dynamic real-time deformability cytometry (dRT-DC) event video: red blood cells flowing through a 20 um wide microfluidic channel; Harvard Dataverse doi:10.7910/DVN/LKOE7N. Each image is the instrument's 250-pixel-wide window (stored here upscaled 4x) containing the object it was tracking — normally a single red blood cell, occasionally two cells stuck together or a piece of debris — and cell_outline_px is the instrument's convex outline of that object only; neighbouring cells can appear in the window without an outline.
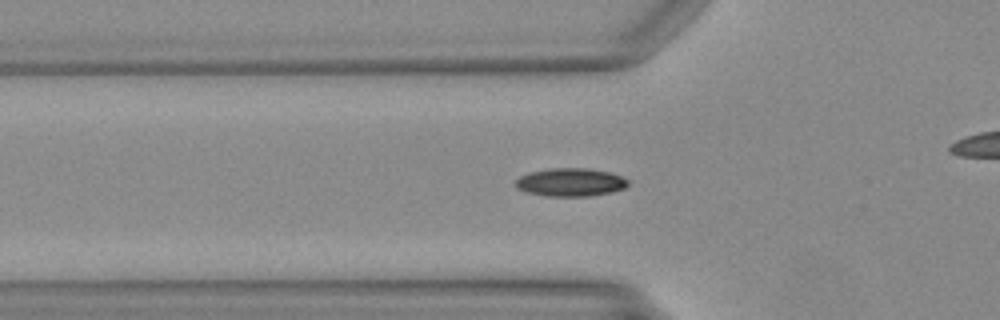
{"species": "Egyptian fruit bat (a non-hibernating species)", "species_latin": "Rousettus aegyptiacus", "temperature_condition": "warm", "stored_images_in_passage": 50, "camera_frame_rate_fps": 3000, "um_per_image_px": 0.085, "animal": {"sex": "female"}, "frame": {"image": 1, "passage_image": 17, "time_ms": 5.333, "image_size_px": [1000, 320], "cell_outline_px": [[628, 184], [624, 188], [612, 192], [588, 196], [544, 196], [528, 192], [516, 188], [516, 180], [520, 176], [528, 172], [552, 168], [584, 168], [608, 172], [620, 176], [628, 180]], "centroid_in_image_um": [48.47, 15.49], "position_along_channel_um": 77.3, "area_um2": 18.32}}
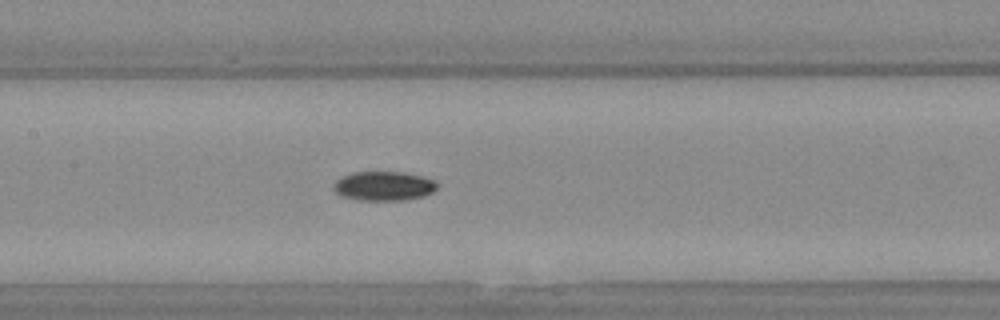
{"frame": {"image": 2, "passage_image": 24, "time_ms": 7.667, "image_size_px": [1000, 320], "cell_outline_px": [[436, 188], [432, 192], [424, 196], [404, 200], [360, 200], [340, 196], [332, 188], [336, 180], [340, 176], [356, 172], [404, 172], [420, 176], [432, 180], [436, 184]], "centroid_in_image_um": [32.56, 15.81], "position_along_channel_um": 174.8, "area_um2": 17.57}}
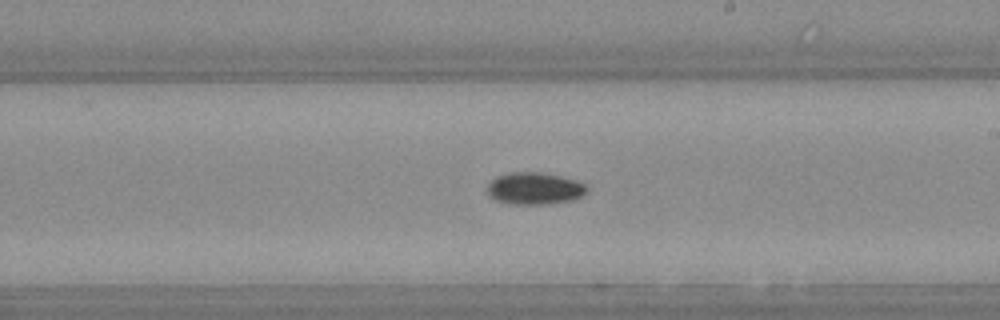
{"frame": {"image": 3, "passage_image": 29, "time_ms": 9.333, "image_size_px": [1000, 320], "cell_outline_px": [[588, 192], [572, 200], [544, 204], [516, 204], [496, 200], [488, 196], [488, 184], [496, 176], [512, 172], [540, 172], [560, 176], [576, 180], [584, 184], [588, 188]], "centroid_in_image_um": [45.44, 16.01], "position_along_channel_um": 243.6, "area_um2": 18.5}}